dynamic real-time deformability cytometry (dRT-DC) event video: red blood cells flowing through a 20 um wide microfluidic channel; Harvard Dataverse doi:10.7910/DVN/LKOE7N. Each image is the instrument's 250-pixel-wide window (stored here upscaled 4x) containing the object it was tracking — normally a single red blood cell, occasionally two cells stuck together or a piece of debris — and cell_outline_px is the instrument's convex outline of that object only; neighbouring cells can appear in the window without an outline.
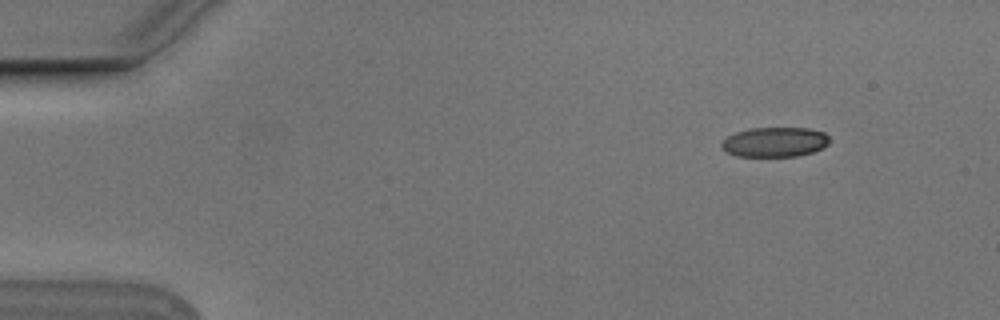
{"species": "Egyptian fruit bat (a non-hibernating species)", "species_latin": "Rousettus aegyptiacus", "temperature_condition": "cold", "stored_images_in_passage": 15, "camera_frame_rate_fps": 3000, "um_per_image_px": 0.085, "animal": {"sex": "male"}, "frame": {"image": 1, "passage_image": 5, "time_ms": 1.333, "image_size_px": [1000, 320], "cell_outline_px": [[828, 144], [812, 152], [796, 156], [736, 156], [724, 152], [720, 148], [720, 140], [736, 132], [748, 128], [808, 128], [824, 132], [828, 136]], "centroid_in_image_um": [65.77, 12.07], "position_along_channel_um": 19.2, "area_um2": 18.84}}